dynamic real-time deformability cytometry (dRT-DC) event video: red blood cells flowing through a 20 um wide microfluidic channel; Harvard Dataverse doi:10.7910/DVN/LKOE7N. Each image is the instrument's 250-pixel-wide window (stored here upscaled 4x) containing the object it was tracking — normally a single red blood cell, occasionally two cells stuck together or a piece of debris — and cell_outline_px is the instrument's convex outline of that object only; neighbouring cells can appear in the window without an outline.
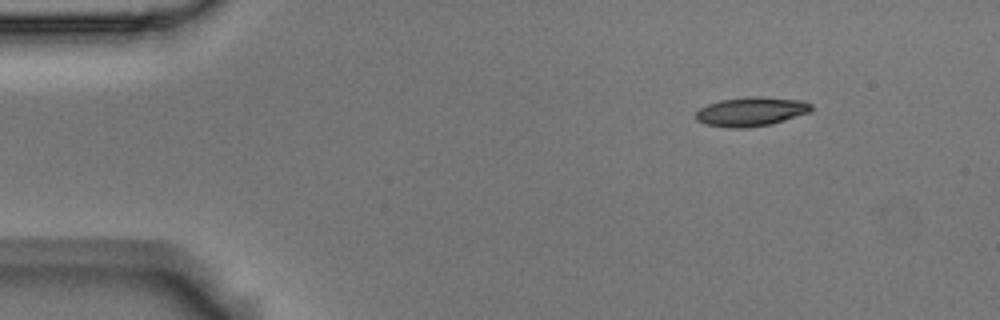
{"species": "Egyptian fruit bat (a non-hibernating species)", "species_latin": "Rousettus aegyptiacus", "temperature_condition": "room temperature", "stored_images_in_passage": 10, "camera_frame_rate_fps": 3000, "um_per_image_px": 0.085, "animal": {"sex": "male"}, "frame": {"image": 1, "passage_image": 1, "time_ms": 0.0, "image_size_px": [1000, 320], "cell_outline_px": [[812, 112], [772, 124], [748, 128], [732, 128], [708, 124], [696, 120], [696, 112], [700, 108], [708, 104], [720, 100], [748, 96], [760, 96], [804, 100], [812, 104]], "centroid_in_image_um": [63.91, 9.47], "position_along_channel_um": 21.1, "area_um2": 19.83}}